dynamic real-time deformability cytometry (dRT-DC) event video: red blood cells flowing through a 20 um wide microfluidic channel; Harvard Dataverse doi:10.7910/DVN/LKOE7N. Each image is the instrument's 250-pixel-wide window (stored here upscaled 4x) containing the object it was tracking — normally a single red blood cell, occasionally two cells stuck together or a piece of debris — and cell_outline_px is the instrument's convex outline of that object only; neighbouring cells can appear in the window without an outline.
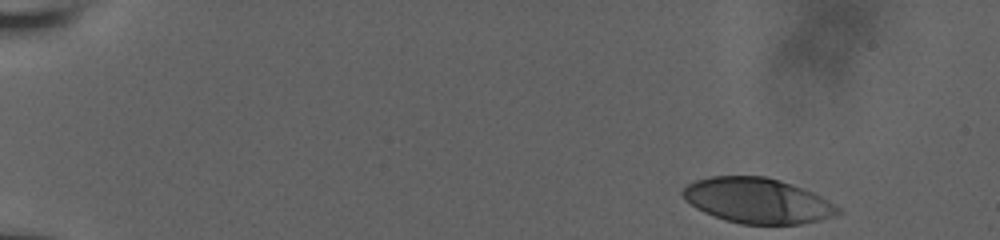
{"species": "human", "species_latin": "Homo sapiens", "temperature_condition": "room temperature", "stored_images_in_passage": 44, "camera_frame_rate_fps": 3000, "um_per_image_px": 0.085, "donor": {"sex": "male"}, "frame": {"image": 1, "passage_image": 1, "time_ms": 0.0, "image_size_px": [1000, 240], "cell_outline_px": [[844, 212], [836, 216], [820, 220], [800, 224], [740, 224], [724, 220], [704, 212], [696, 208], [684, 200], [680, 192], [688, 184], [696, 180], [712, 176], [764, 176], [780, 180], [812, 192], [828, 200], [840, 208]], "centroid_in_image_um": [64.38, 17.06], "position_along_channel_um": 20.6, "area_um2": 41.04}}
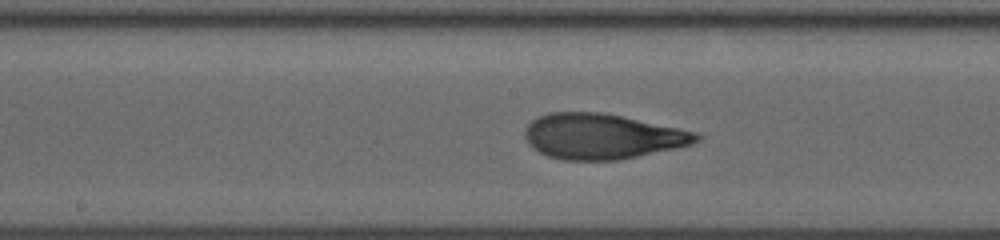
{"frame": {"image": 2, "passage_image": 26, "time_ms": 8.333, "image_size_px": [1000, 240], "cell_outline_px": [[700, 140], [692, 144], [676, 148], [620, 160], [564, 160], [548, 156], [532, 148], [528, 144], [524, 136], [524, 128], [536, 116], [548, 112], [604, 112], [624, 116], [696, 132], [700, 136]], "centroid_in_image_um": [51.14, 11.58], "position_along_channel_um": 197.1, "area_um2": 45.6}}
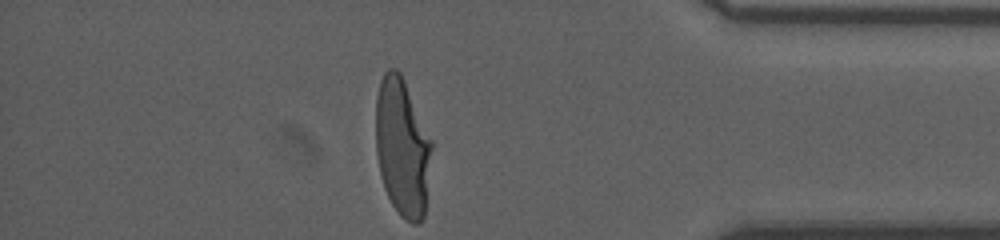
{"frame": {"image": 3, "passage_image": 44, "time_ms": 14.333, "image_size_px": [1000, 240], "cell_outline_px": [[432, 148], [424, 216], [416, 224], [412, 224], [404, 220], [400, 216], [392, 204], [384, 188], [380, 172], [376, 152], [376, 96], [380, 80], [384, 72], [388, 68], [396, 68], [400, 72], [404, 80], [432, 140]], "centroid_in_image_um": [34.19, 12.51], "position_along_channel_um": 401.0, "area_um2": 45.03}, "authors_computed_cell_mechanics": {"area_um2": 44.217, "velocity_mm_per_s": 3.8226, "shape_relaxation_time_tau1_ms": 4.7626, "shape_relaxation_time_tau2_ms": 1.2398, "deformation_change_tau1": 0.2427, "deformation_change_tau2": 0.0861}}